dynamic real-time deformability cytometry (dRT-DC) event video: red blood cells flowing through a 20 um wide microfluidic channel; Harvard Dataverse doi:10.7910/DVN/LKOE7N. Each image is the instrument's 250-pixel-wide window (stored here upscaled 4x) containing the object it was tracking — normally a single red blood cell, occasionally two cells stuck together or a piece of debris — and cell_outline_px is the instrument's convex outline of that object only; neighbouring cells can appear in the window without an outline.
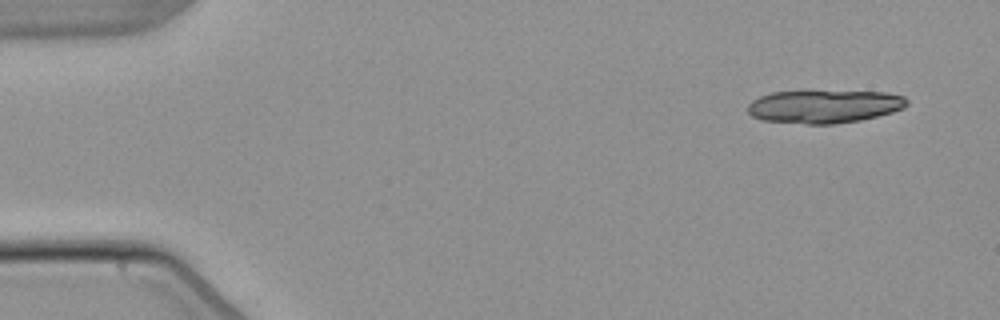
{"species": "common noctule bat (a hibernating species)", "species_latin": "Nyctalus noctula", "temperature_condition": "warm", "stored_images_in_passage": 7, "camera_frame_rate_fps": 3000, "um_per_image_px": 0.085, "animal": {"sex": "male", "body_mass_g": 21.5, "forearm_length_mm": 52.0}, "frame": {"image": 1, "passage_image": 1, "time_ms": 0.0, "image_size_px": [1000, 320], "cell_outline_px": [[908, 104], [904, 108], [892, 112], [860, 120], [832, 124], [808, 124], [764, 120], [752, 116], [748, 112], [748, 104], [752, 100], [760, 96], [772, 92], [804, 88], [888, 92], [904, 96], [908, 100]], "centroid_in_image_um": [70.06, 8.98], "position_along_channel_um": 14.9, "area_um2": 32.02}}
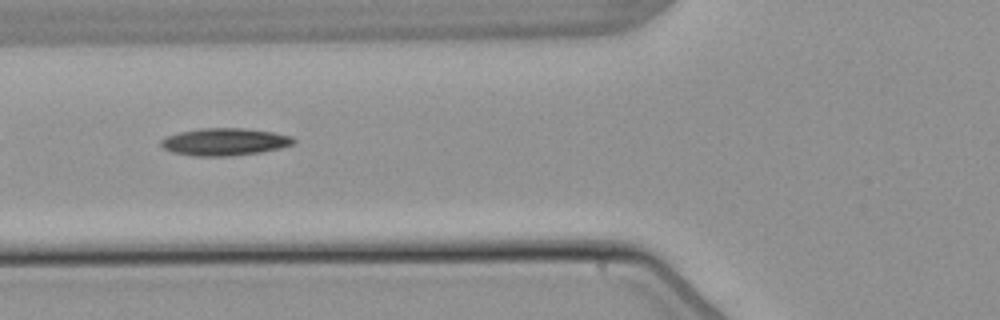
{"frame": {"image": 2, "passage_image": 5, "time_ms": 5.667, "image_size_px": [1000, 320], "cell_outline_px": [[296, 140], [292, 144], [280, 148], [260, 152], [232, 156], [192, 156], [172, 152], [164, 148], [160, 144], [160, 140], [168, 136], [180, 132], [200, 128], [244, 128], [272, 132], [292, 136]], "centroid_in_image_um": [19.09, 12.06], "position_along_channel_um": 106.7, "area_um2": 21.1}}